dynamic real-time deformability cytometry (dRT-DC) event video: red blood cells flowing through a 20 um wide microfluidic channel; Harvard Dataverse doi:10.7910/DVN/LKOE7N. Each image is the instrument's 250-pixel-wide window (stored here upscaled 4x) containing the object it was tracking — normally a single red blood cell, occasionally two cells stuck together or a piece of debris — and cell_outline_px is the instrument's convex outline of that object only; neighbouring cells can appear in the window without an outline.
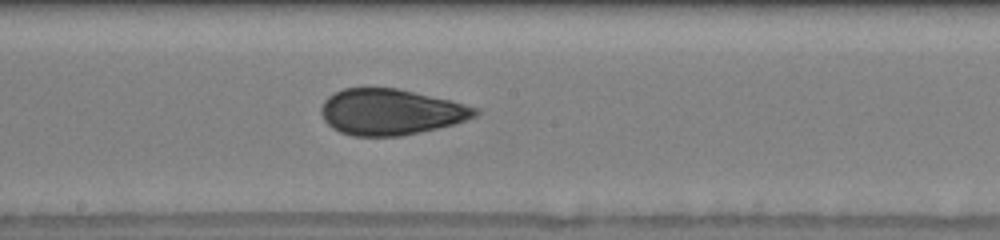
{"species": "human", "species_latin": "Homo sapiens", "temperature_condition": "warm", "stored_images_in_passage": 37, "camera_frame_rate_fps": 3000, "um_per_image_px": 0.085, "donor": {"sex": "male"}, "frame": {"image": 1, "passage_image": 16, "time_ms": 5.0, "image_size_px": [1000, 240], "cell_outline_px": [[480, 112], [476, 116], [452, 124], [436, 128], [400, 136], [352, 136], [340, 132], [332, 128], [324, 120], [320, 112], [320, 108], [324, 100], [328, 96], [344, 88], [396, 88], [452, 100], [480, 108]], "centroid_in_image_um": [33.2, 9.51], "position_along_channel_um": 215.0, "area_um2": 41.21}}
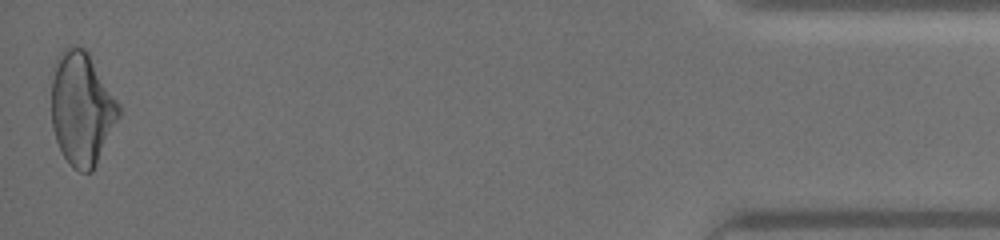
{"frame": {"image": 2, "passage_image": 37, "time_ms": 12.0, "image_size_px": [1000, 240], "cell_outline_px": [[120, 116], [92, 172], [80, 172], [72, 168], [64, 156], [56, 140], [52, 128], [52, 80], [56, 56], [68, 44], [72, 44], [84, 48], [88, 52], [120, 104]], "centroid_in_image_um": [6.94, 9.2], "position_along_channel_um": 428.3, "area_um2": 44.62}}